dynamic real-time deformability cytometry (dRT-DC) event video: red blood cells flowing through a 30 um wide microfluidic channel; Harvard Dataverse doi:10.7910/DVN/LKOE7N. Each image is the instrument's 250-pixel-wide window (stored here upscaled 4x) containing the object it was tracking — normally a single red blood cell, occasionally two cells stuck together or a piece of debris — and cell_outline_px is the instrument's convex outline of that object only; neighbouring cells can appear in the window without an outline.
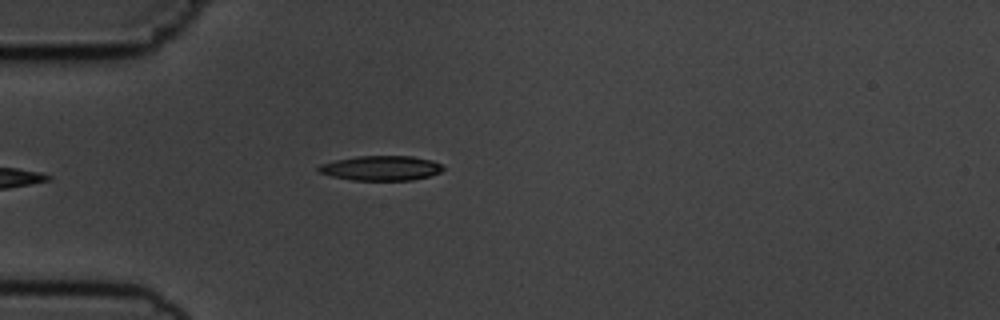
{"species": "common noctule bat (a hibernating species)", "species_latin": "Nyctalus noctula", "temperature_condition": "cold", "stored_images_in_passage": 1, "camera_frame_rate_fps": 3000, "um_per_image_px": 0.085, "animal": {"sex": "male", "body_mass_g": 19.5, "forearm_length_mm": 54.6}, "frame": {"image": 1, "passage_image": 1, "time_ms": 0.0, "image_size_px": [1000, 320], "cell_outline_px": [[444, 168], [440, 172], [428, 176], [412, 180], [352, 180], [332, 176], [316, 172], [316, 168], [320, 164], [336, 160], [356, 156], [412, 156], [432, 160], [440, 164]], "centroid_in_image_um": [32.35, 14.29], "position_along_channel_um": 52.7, "area_um2": 17.98}}